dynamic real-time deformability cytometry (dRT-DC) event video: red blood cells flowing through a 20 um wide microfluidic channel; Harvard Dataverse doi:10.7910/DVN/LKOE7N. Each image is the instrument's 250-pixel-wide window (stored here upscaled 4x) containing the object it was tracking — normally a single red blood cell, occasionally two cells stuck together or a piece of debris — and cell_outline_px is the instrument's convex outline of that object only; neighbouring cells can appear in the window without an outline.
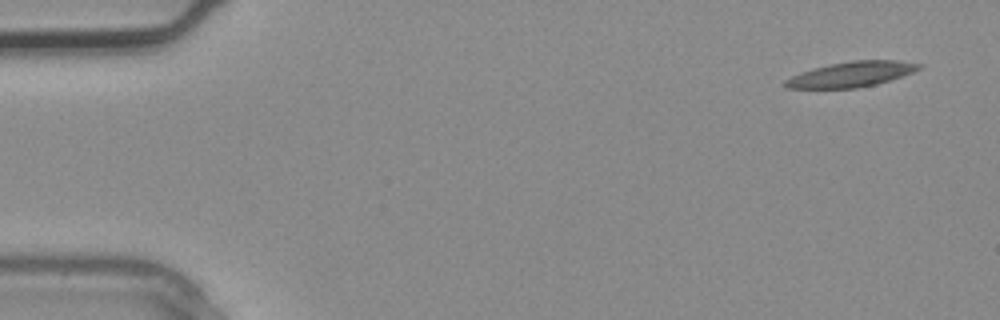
{"species": "common noctule bat (a hibernating species)", "species_latin": "Nyctalus noctula", "temperature_condition": "warm", "stored_images_in_passage": 3, "camera_frame_rate_fps": 3000, "um_per_image_px": 0.085, "animal": {"sex": "male", "body_mass_g": 20.4}, "frame": {"image": 1, "passage_image": 1, "time_ms": 0.0, "image_size_px": [1000, 320], "cell_outline_px": [[924, 64], [920, 68], [912, 72], [876, 84], [856, 88], [784, 88], [784, 80], [800, 72], [812, 68], [828, 64], [852, 60], [896, 60]], "centroid_in_image_um": [72.32, 6.3], "position_along_channel_um": 12.7, "area_um2": 19.59}}
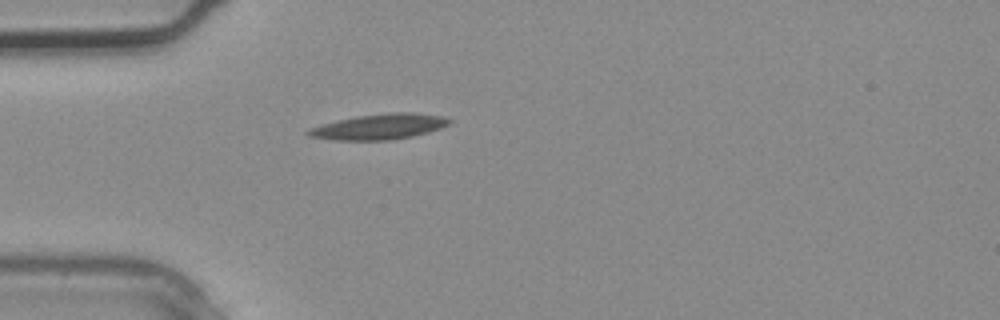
{"frame": {"image": 2, "passage_image": 3, "time_ms": 0.667, "image_size_px": [1000, 320], "cell_outline_px": [[452, 120], [448, 124], [440, 128], [428, 132], [412, 136], [388, 140], [332, 140], [308, 136], [304, 132], [308, 128], [356, 116], [392, 112], [412, 112], [444, 116]], "centroid_in_image_um": [32.23, 10.77], "position_along_channel_um": 52.8, "area_um2": 20.87}}